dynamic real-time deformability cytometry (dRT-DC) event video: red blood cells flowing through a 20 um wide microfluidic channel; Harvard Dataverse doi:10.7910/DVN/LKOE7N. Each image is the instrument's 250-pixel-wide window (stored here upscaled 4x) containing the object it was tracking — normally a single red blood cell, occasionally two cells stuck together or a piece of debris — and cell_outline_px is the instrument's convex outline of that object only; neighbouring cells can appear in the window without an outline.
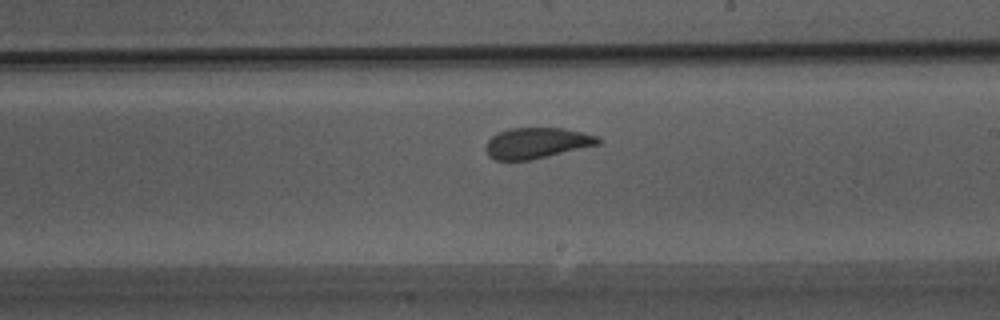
{"species": "Egyptian fruit bat (a non-hibernating species)", "species_latin": "Rousettus aegyptiacus", "temperature_condition": "warm", "stored_images_in_passage": 28, "camera_frame_rate_fps": 3000, "um_per_image_px": 0.085, "animal": {"sex": "male"}, "frame": {"image": 1, "passage_image": 14, "time_ms": 4.333, "image_size_px": [1000, 320], "cell_outline_px": [[600, 144], [532, 160], [496, 160], [488, 156], [484, 148], [488, 140], [492, 136], [500, 132], [512, 128], [564, 128], [596, 136], [600, 140]], "centroid_in_image_um": [45.59, 12.17], "position_along_channel_um": 243.4, "area_um2": 20.06}}
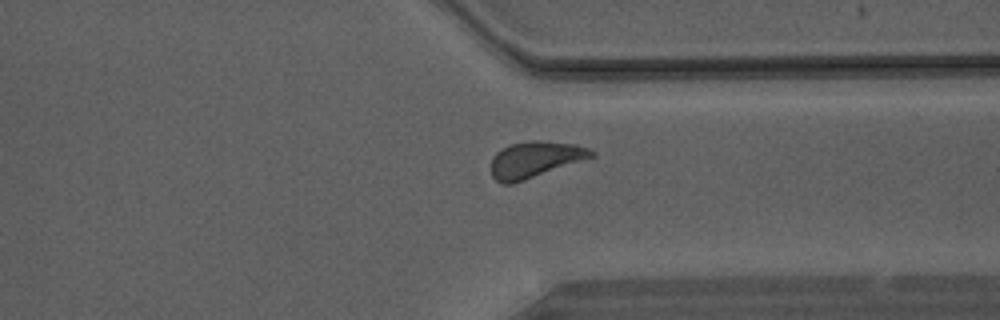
{"frame": {"image": 2, "passage_image": 22, "time_ms": 7.0, "image_size_px": [1000, 320], "cell_outline_px": [[596, 156], [512, 184], [504, 184], [496, 180], [492, 176], [492, 160], [496, 152], [508, 144], [532, 140], [540, 140], [576, 144], [588, 148], [596, 152]], "centroid_in_image_um": [45.49, 13.54], "position_along_channel_um": 365.9, "area_um2": 21.15}}
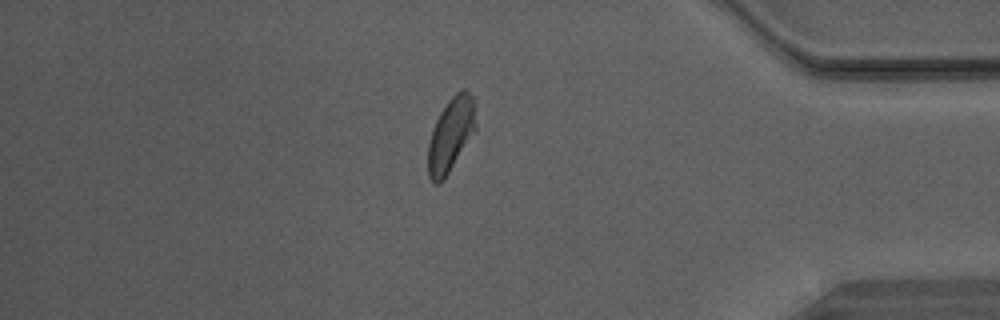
{"frame": {"image": 3, "passage_image": 26, "time_ms": 8.333, "image_size_px": [1000, 320], "cell_outline_px": [[476, 128], [444, 180], [440, 184], [432, 184], [428, 176], [428, 144], [432, 128], [440, 112], [448, 100], [456, 92], [464, 88], [476, 100]], "centroid_in_image_um": [38.32, 11.44], "position_along_channel_um": 396.9, "area_um2": 20.81}}